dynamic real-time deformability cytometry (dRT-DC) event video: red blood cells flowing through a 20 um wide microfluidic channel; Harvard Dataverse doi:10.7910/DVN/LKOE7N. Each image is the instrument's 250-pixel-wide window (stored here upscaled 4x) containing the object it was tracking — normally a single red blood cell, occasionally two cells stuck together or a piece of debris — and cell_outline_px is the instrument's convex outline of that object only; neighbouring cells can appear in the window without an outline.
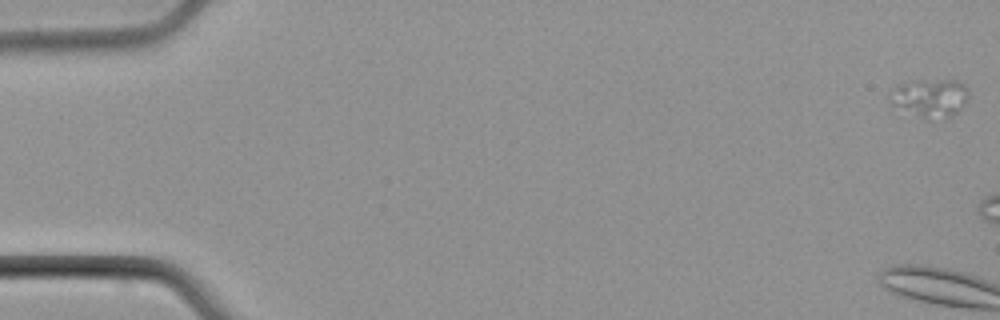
{"species": "common noctule bat (a hibernating species)", "species_latin": "Nyctalus noctula", "temperature_condition": "cold", "stored_images_in_passage": 7, "camera_frame_rate_fps": 3000, "um_per_image_px": 0.085, "animal": {"sex": "male", "body_mass_g": 21.5, "forearm_length_mm": 52.0}, "frame": {"image": 1, "passage_image": 1, "time_ms": 0.0, "image_size_px": [1000, 320], "cell_outline_px": [[968, 96], [960, 108], [956, 112], [948, 116], [928, 120], [924, 120], [888, 104], [888, 100], [892, 88], [900, 84], [920, 80], [956, 80], [964, 84], [968, 88]], "centroid_in_image_um": [78.98, 8.33], "position_along_channel_um": 6.0, "area_um2": 17.74}}